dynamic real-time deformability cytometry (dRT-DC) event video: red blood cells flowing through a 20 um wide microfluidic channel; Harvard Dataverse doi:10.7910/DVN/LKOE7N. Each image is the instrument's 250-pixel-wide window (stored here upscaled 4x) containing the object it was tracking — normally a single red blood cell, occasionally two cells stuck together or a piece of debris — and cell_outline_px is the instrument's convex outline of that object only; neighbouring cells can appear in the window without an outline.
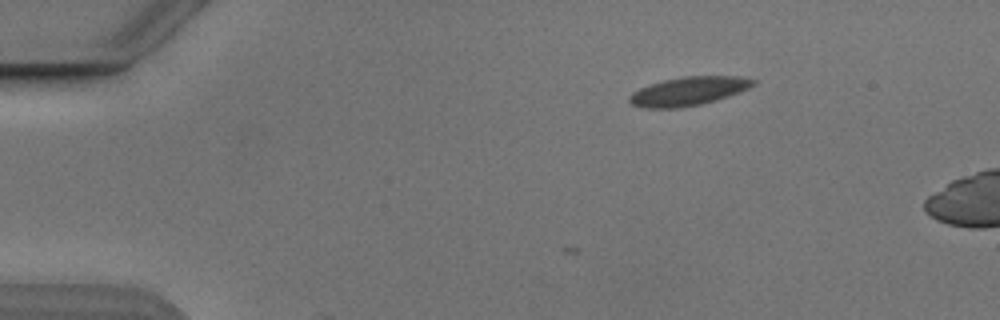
{"species": "Egyptian fruit bat (a non-hibernating species)", "species_latin": "Rousettus aegyptiacus", "temperature_condition": "cold", "stored_images_in_passage": 2, "camera_frame_rate_fps": 3000, "um_per_image_px": 0.085, "animal": {"sex": "male"}, "frame": {"image": 1, "passage_image": 2, "time_ms": 0.333, "image_size_px": [1000, 320], "cell_outline_px": [[756, 84], [740, 92], [716, 100], [700, 104], [680, 108], [644, 108], [632, 104], [628, 100], [628, 96], [632, 92], [640, 88], [664, 80], [684, 76], [736, 76], [756, 80]], "centroid_in_image_um": [58.51, 7.75], "position_along_channel_um": 26.5, "area_um2": 20.58}}